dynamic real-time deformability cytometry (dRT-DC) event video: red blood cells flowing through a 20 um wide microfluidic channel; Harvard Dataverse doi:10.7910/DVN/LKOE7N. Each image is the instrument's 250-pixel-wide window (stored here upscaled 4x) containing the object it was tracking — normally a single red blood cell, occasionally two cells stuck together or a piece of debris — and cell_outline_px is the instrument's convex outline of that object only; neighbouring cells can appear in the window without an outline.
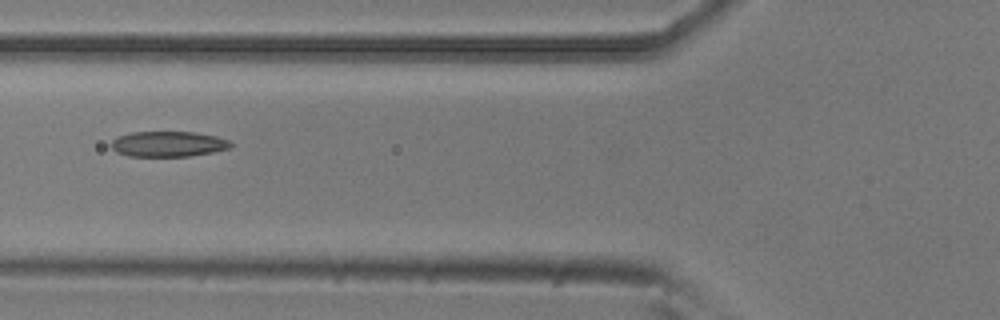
{"species": "common noctule bat (a hibernating species)", "species_latin": "Nyctalus noctula", "temperature_condition": "room temperature", "stored_images_in_passage": 8, "camera_frame_rate_fps": 3000, "um_per_image_px": 0.085, "animal": {"sex": "male", "body_mass_g": 20.5, "forearm_length_mm": 52.5}, "frame": {"image": 1, "passage_image": 4, "time_ms": 1.0, "image_size_px": [1000, 320], "cell_outline_px": [[232, 148], [212, 152], [188, 156], [128, 156], [116, 152], [108, 144], [116, 136], [132, 132], [196, 132], [216, 136], [228, 140], [232, 144]], "centroid_in_image_um": [14.26, 12.23], "position_along_channel_um": 111.5, "area_um2": 17.86}}
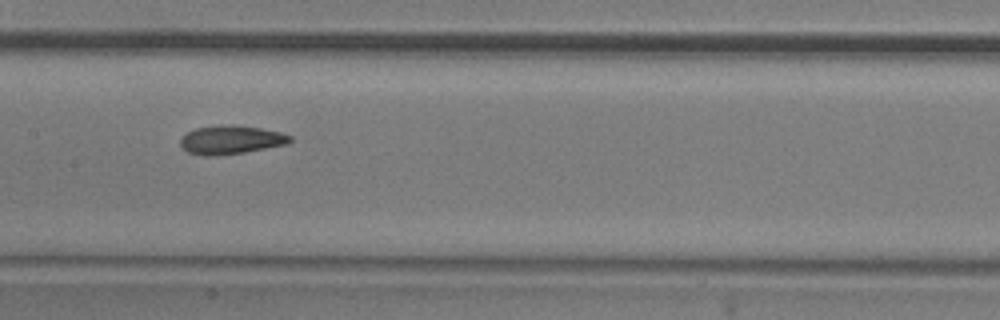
{"frame": {"image": 2, "passage_image": 6, "time_ms": 1.667, "image_size_px": [1000, 320], "cell_outline_px": [[292, 140], [288, 144], [244, 152], [204, 156], [188, 152], [180, 144], [180, 140], [188, 132], [196, 128], [220, 124], [232, 124], [260, 128], [280, 132], [292, 136]], "centroid_in_image_um": [19.65, 11.86], "position_along_channel_um": 187.7, "area_um2": 18.15}}
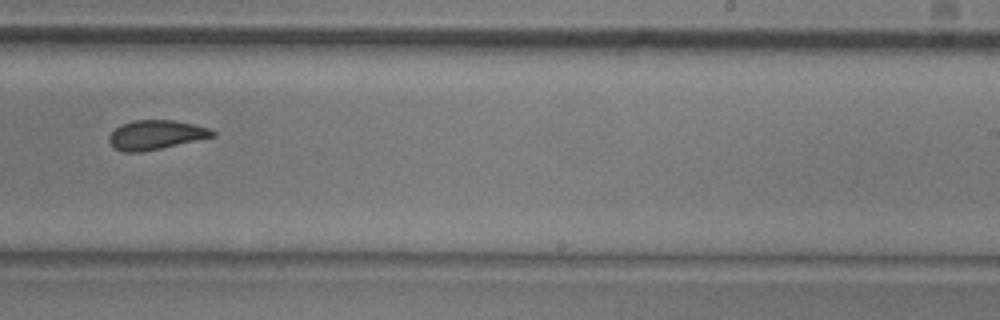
{"frame": {"image": 3, "passage_image": 8, "time_ms": 2.333, "image_size_px": [1000, 320], "cell_outline_px": [[216, 136], [160, 148], [140, 152], [124, 152], [116, 148], [108, 140], [108, 136], [120, 124], [132, 120], [172, 120], [192, 124], [208, 128], [216, 132]], "centroid_in_image_um": [13.23, 11.45], "position_along_channel_um": 275.8, "area_um2": 17.46}}